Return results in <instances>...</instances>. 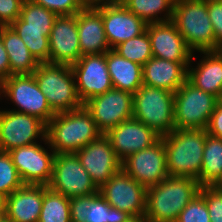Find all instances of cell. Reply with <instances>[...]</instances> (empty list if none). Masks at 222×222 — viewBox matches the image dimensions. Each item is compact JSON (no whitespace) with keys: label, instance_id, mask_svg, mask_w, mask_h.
<instances>
[{"label":"cell","instance_id":"29","mask_svg":"<svg viewBox=\"0 0 222 222\" xmlns=\"http://www.w3.org/2000/svg\"><path fill=\"white\" fill-rule=\"evenodd\" d=\"M176 0H124L123 5L146 24L171 21ZM165 12V13H164ZM164 13V17L161 16ZM160 14L161 17L158 16Z\"/></svg>","mask_w":222,"mask_h":222},{"label":"cell","instance_id":"27","mask_svg":"<svg viewBox=\"0 0 222 222\" xmlns=\"http://www.w3.org/2000/svg\"><path fill=\"white\" fill-rule=\"evenodd\" d=\"M200 186L222 185V139L206 134Z\"/></svg>","mask_w":222,"mask_h":222},{"label":"cell","instance_id":"21","mask_svg":"<svg viewBox=\"0 0 222 222\" xmlns=\"http://www.w3.org/2000/svg\"><path fill=\"white\" fill-rule=\"evenodd\" d=\"M46 185L23 184L7 197L6 217L11 222H38Z\"/></svg>","mask_w":222,"mask_h":222},{"label":"cell","instance_id":"30","mask_svg":"<svg viewBox=\"0 0 222 222\" xmlns=\"http://www.w3.org/2000/svg\"><path fill=\"white\" fill-rule=\"evenodd\" d=\"M38 222H71L70 199L47 186Z\"/></svg>","mask_w":222,"mask_h":222},{"label":"cell","instance_id":"7","mask_svg":"<svg viewBox=\"0 0 222 222\" xmlns=\"http://www.w3.org/2000/svg\"><path fill=\"white\" fill-rule=\"evenodd\" d=\"M219 99L186 80L174 93L175 129H207Z\"/></svg>","mask_w":222,"mask_h":222},{"label":"cell","instance_id":"26","mask_svg":"<svg viewBox=\"0 0 222 222\" xmlns=\"http://www.w3.org/2000/svg\"><path fill=\"white\" fill-rule=\"evenodd\" d=\"M0 36L10 61V76L33 74L39 62L10 26H0Z\"/></svg>","mask_w":222,"mask_h":222},{"label":"cell","instance_id":"33","mask_svg":"<svg viewBox=\"0 0 222 222\" xmlns=\"http://www.w3.org/2000/svg\"><path fill=\"white\" fill-rule=\"evenodd\" d=\"M133 217L120 209L111 207L100 195L91 203L85 222H128Z\"/></svg>","mask_w":222,"mask_h":222},{"label":"cell","instance_id":"2","mask_svg":"<svg viewBox=\"0 0 222 222\" xmlns=\"http://www.w3.org/2000/svg\"><path fill=\"white\" fill-rule=\"evenodd\" d=\"M102 134L83 105L55 114L47 123L46 138L55 154L75 153Z\"/></svg>","mask_w":222,"mask_h":222},{"label":"cell","instance_id":"40","mask_svg":"<svg viewBox=\"0 0 222 222\" xmlns=\"http://www.w3.org/2000/svg\"><path fill=\"white\" fill-rule=\"evenodd\" d=\"M24 0H0V26H10L19 16Z\"/></svg>","mask_w":222,"mask_h":222},{"label":"cell","instance_id":"23","mask_svg":"<svg viewBox=\"0 0 222 222\" xmlns=\"http://www.w3.org/2000/svg\"><path fill=\"white\" fill-rule=\"evenodd\" d=\"M204 54L196 68L191 66L194 59L192 54L187 68V80L195 87L213 94L222 100V50L200 51Z\"/></svg>","mask_w":222,"mask_h":222},{"label":"cell","instance_id":"5","mask_svg":"<svg viewBox=\"0 0 222 222\" xmlns=\"http://www.w3.org/2000/svg\"><path fill=\"white\" fill-rule=\"evenodd\" d=\"M33 75L55 114L83 106L71 65L39 63Z\"/></svg>","mask_w":222,"mask_h":222},{"label":"cell","instance_id":"38","mask_svg":"<svg viewBox=\"0 0 222 222\" xmlns=\"http://www.w3.org/2000/svg\"><path fill=\"white\" fill-rule=\"evenodd\" d=\"M100 194L70 198L71 222H85L88 208Z\"/></svg>","mask_w":222,"mask_h":222},{"label":"cell","instance_id":"20","mask_svg":"<svg viewBox=\"0 0 222 222\" xmlns=\"http://www.w3.org/2000/svg\"><path fill=\"white\" fill-rule=\"evenodd\" d=\"M98 9L102 13L105 36L111 49L146 31L147 24L123 4Z\"/></svg>","mask_w":222,"mask_h":222},{"label":"cell","instance_id":"46","mask_svg":"<svg viewBox=\"0 0 222 222\" xmlns=\"http://www.w3.org/2000/svg\"><path fill=\"white\" fill-rule=\"evenodd\" d=\"M0 222H11L7 217L0 219Z\"/></svg>","mask_w":222,"mask_h":222},{"label":"cell","instance_id":"44","mask_svg":"<svg viewBox=\"0 0 222 222\" xmlns=\"http://www.w3.org/2000/svg\"><path fill=\"white\" fill-rule=\"evenodd\" d=\"M7 197L0 194V219L6 217Z\"/></svg>","mask_w":222,"mask_h":222},{"label":"cell","instance_id":"35","mask_svg":"<svg viewBox=\"0 0 222 222\" xmlns=\"http://www.w3.org/2000/svg\"><path fill=\"white\" fill-rule=\"evenodd\" d=\"M176 222H210L204 197L198 193L180 212Z\"/></svg>","mask_w":222,"mask_h":222},{"label":"cell","instance_id":"12","mask_svg":"<svg viewBox=\"0 0 222 222\" xmlns=\"http://www.w3.org/2000/svg\"><path fill=\"white\" fill-rule=\"evenodd\" d=\"M43 142L50 150L37 142L8 152L24 184L48 186L51 181L55 152L47 138Z\"/></svg>","mask_w":222,"mask_h":222},{"label":"cell","instance_id":"19","mask_svg":"<svg viewBox=\"0 0 222 222\" xmlns=\"http://www.w3.org/2000/svg\"><path fill=\"white\" fill-rule=\"evenodd\" d=\"M153 57L190 65L193 52L172 21L147 24Z\"/></svg>","mask_w":222,"mask_h":222},{"label":"cell","instance_id":"15","mask_svg":"<svg viewBox=\"0 0 222 222\" xmlns=\"http://www.w3.org/2000/svg\"><path fill=\"white\" fill-rule=\"evenodd\" d=\"M71 68L77 93L83 104L113 88L107 68L106 53L83 55L71 65Z\"/></svg>","mask_w":222,"mask_h":222},{"label":"cell","instance_id":"24","mask_svg":"<svg viewBox=\"0 0 222 222\" xmlns=\"http://www.w3.org/2000/svg\"><path fill=\"white\" fill-rule=\"evenodd\" d=\"M187 68L184 63L152 57L142 66L143 84L175 93L187 80Z\"/></svg>","mask_w":222,"mask_h":222},{"label":"cell","instance_id":"37","mask_svg":"<svg viewBox=\"0 0 222 222\" xmlns=\"http://www.w3.org/2000/svg\"><path fill=\"white\" fill-rule=\"evenodd\" d=\"M35 4L60 15H75L82 8L81 0H32Z\"/></svg>","mask_w":222,"mask_h":222},{"label":"cell","instance_id":"11","mask_svg":"<svg viewBox=\"0 0 222 222\" xmlns=\"http://www.w3.org/2000/svg\"><path fill=\"white\" fill-rule=\"evenodd\" d=\"M83 105L103 134L121 122L133 118V94L117 88H111Z\"/></svg>","mask_w":222,"mask_h":222},{"label":"cell","instance_id":"14","mask_svg":"<svg viewBox=\"0 0 222 222\" xmlns=\"http://www.w3.org/2000/svg\"><path fill=\"white\" fill-rule=\"evenodd\" d=\"M122 169L146 188L167 178L166 150L160 138L152 146L129 155L122 161Z\"/></svg>","mask_w":222,"mask_h":222},{"label":"cell","instance_id":"28","mask_svg":"<svg viewBox=\"0 0 222 222\" xmlns=\"http://www.w3.org/2000/svg\"><path fill=\"white\" fill-rule=\"evenodd\" d=\"M58 15L32 0H24L20 16L10 25L12 29L51 30Z\"/></svg>","mask_w":222,"mask_h":222},{"label":"cell","instance_id":"1","mask_svg":"<svg viewBox=\"0 0 222 222\" xmlns=\"http://www.w3.org/2000/svg\"><path fill=\"white\" fill-rule=\"evenodd\" d=\"M198 180L189 176H168L147 188V222H176L180 212L199 193Z\"/></svg>","mask_w":222,"mask_h":222},{"label":"cell","instance_id":"39","mask_svg":"<svg viewBox=\"0 0 222 222\" xmlns=\"http://www.w3.org/2000/svg\"><path fill=\"white\" fill-rule=\"evenodd\" d=\"M208 15L213 25L216 50H222V0H208Z\"/></svg>","mask_w":222,"mask_h":222},{"label":"cell","instance_id":"22","mask_svg":"<svg viewBox=\"0 0 222 222\" xmlns=\"http://www.w3.org/2000/svg\"><path fill=\"white\" fill-rule=\"evenodd\" d=\"M76 23L82 55L101 54L111 50L105 36L102 13L98 8H82L76 14Z\"/></svg>","mask_w":222,"mask_h":222},{"label":"cell","instance_id":"41","mask_svg":"<svg viewBox=\"0 0 222 222\" xmlns=\"http://www.w3.org/2000/svg\"><path fill=\"white\" fill-rule=\"evenodd\" d=\"M206 130L211 136L222 139V100L216 103Z\"/></svg>","mask_w":222,"mask_h":222},{"label":"cell","instance_id":"3","mask_svg":"<svg viewBox=\"0 0 222 222\" xmlns=\"http://www.w3.org/2000/svg\"><path fill=\"white\" fill-rule=\"evenodd\" d=\"M206 129H174L162 136L169 176H189L198 180L202 168Z\"/></svg>","mask_w":222,"mask_h":222},{"label":"cell","instance_id":"43","mask_svg":"<svg viewBox=\"0 0 222 222\" xmlns=\"http://www.w3.org/2000/svg\"><path fill=\"white\" fill-rule=\"evenodd\" d=\"M83 8H99L103 6L122 5V0H81Z\"/></svg>","mask_w":222,"mask_h":222},{"label":"cell","instance_id":"9","mask_svg":"<svg viewBox=\"0 0 222 222\" xmlns=\"http://www.w3.org/2000/svg\"><path fill=\"white\" fill-rule=\"evenodd\" d=\"M50 189L70 198L99 194L75 153H58L53 160Z\"/></svg>","mask_w":222,"mask_h":222},{"label":"cell","instance_id":"16","mask_svg":"<svg viewBox=\"0 0 222 222\" xmlns=\"http://www.w3.org/2000/svg\"><path fill=\"white\" fill-rule=\"evenodd\" d=\"M75 154L98 189L122 169V161L104 134Z\"/></svg>","mask_w":222,"mask_h":222},{"label":"cell","instance_id":"31","mask_svg":"<svg viewBox=\"0 0 222 222\" xmlns=\"http://www.w3.org/2000/svg\"><path fill=\"white\" fill-rule=\"evenodd\" d=\"M120 56L136 62L143 66L149 59L153 57L151 50V41L147 31L141 35L131 38L114 49Z\"/></svg>","mask_w":222,"mask_h":222},{"label":"cell","instance_id":"10","mask_svg":"<svg viewBox=\"0 0 222 222\" xmlns=\"http://www.w3.org/2000/svg\"><path fill=\"white\" fill-rule=\"evenodd\" d=\"M46 131L47 124L36 116L0 110V151L37 143L39 138L45 140Z\"/></svg>","mask_w":222,"mask_h":222},{"label":"cell","instance_id":"6","mask_svg":"<svg viewBox=\"0 0 222 222\" xmlns=\"http://www.w3.org/2000/svg\"><path fill=\"white\" fill-rule=\"evenodd\" d=\"M133 118L161 137L175 129L174 92L142 85L133 94Z\"/></svg>","mask_w":222,"mask_h":222},{"label":"cell","instance_id":"8","mask_svg":"<svg viewBox=\"0 0 222 222\" xmlns=\"http://www.w3.org/2000/svg\"><path fill=\"white\" fill-rule=\"evenodd\" d=\"M1 94L18 107L12 111L36 116L46 124L55 115L33 74L9 76L1 82Z\"/></svg>","mask_w":222,"mask_h":222},{"label":"cell","instance_id":"36","mask_svg":"<svg viewBox=\"0 0 222 222\" xmlns=\"http://www.w3.org/2000/svg\"><path fill=\"white\" fill-rule=\"evenodd\" d=\"M199 193L205 199L210 222H222V186H200Z\"/></svg>","mask_w":222,"mask_h":222},{"label":"cell","instance_id":"4","mask_svg":"<svg viewBox=\"0 0 222 222\" xmlns=\"http://www.w3.org/2000/svg\"><path fill=\"white\" fill-rule=\"evenodd\" d=\"M194 53L216 51V40L208 15V0H176L171 20Z\"/></svg>","mask_w":222,"mask_h":222},{"label":"cell","instance_id":"17","mask_svg":"<svg viewBox=\"0 0 222 222\" xmlns=\"http://www.w3.org/2000/svg\"><path fill=\"white\" fill-rule=\"evenodd\" d=\"M104 135L121 161L137 151L152 146L161 138L153 129L135 118L121 122Z\"/></svg>","mask_w":222,"mask_h":222},{"label":"cell","instance_id":"42","mask_svg":"<svg viewBox=\"0 0 222 222\" xmlns=\"http://www.w3.org/2000/svg\"><path fill=\"white\" fill-rule=\"evenodd\" d=\"M10 76V61L0 36V81Z\"/></svg>","mask_w":222,"mask_h":222},{"label":"cell","instance_id":"32","mask_svg":"<svg viewBox=\"0 0 222 222\" xmlns=\"http://www.w3.org/2000/svg\"><path fill=\"white\" fill-rule=\"evenodd\" d=\"M39 63H49L51 30L13 29Z\"/></svg>","mask_w":222,"mask_h":222},{"label":"cell","instance_id":"45","mask_svg":"<svg viewBox=\"0 0 222 222\" xmlns=\"http://www.w3.org/2000/svg\"><path fill=\"white\" fill-rule=\"evenodd\" d=\"M128 222H147L144 217H133Z\"/></svg>","mask_w":222,"mask_h":222},{"label":"cell","instance_id":"47","mask_svg":"<svg viewBox=\"0 0 222 222\" xmlns=\"http://www.w3.org/2000/svg\"><path fill=\"white\" fill-rule=\"evenodd\" d=\"M0 99H1V81H0Z\"/></svg>","mask_w":222,"mask_h":222},{"label":"cell","instance_id":"13","mask_svg":"<svg viewBox=\"0 0 222 222\" xmlns=\"http://www.w3.org/2000/svg\"><path fill=\"white\" fill-rule=\"evenodd\" d=\"M99 194L111 207L144 217L147 188L129 176L123 169L114 174L100 189Z\"/></svg>","mask_w":222,"mask_h":222},{"label":"cell","instance_id":"18","mask_svg":"<svg viewBox=\"0 0 222 222\" xmlns=\"http://www.w3.org/2000/svg\"><path fill=\"white\" fill-rule=\"evenodd\" d=\"M49 63L73 65L83 55L80 51L75 15H60L49 35Z\"/></svg>","mask_w":222,"mask_h":222},{"label":"cell","instance_id":"34","mask_svg":"<svg viewBox=\"0 0 222 222\" xmlns=\"http://www.w3.org/2000/svg\"><path fill=\"white\" fill-rule=\"evenodd\" d=\"M23 184L9 153L0 151V194L8 197Z\"/></svg>","mask_w":222,"mask_h":222},{"label":"cell","instance_id":"25","mask_svg":"<svg viewBox=\"0 0 222 222\" xmlns=\"http://www.w3.org/2000/svg\"><path fill=\"white\" fill-rule=\"evenodd\" d=\"M106 63L113 88L134 94L143 85L140 64L120 56L113 49L106 52Z\"/></svg>","mask_w":222,"mask_h":222}]
</instances>
